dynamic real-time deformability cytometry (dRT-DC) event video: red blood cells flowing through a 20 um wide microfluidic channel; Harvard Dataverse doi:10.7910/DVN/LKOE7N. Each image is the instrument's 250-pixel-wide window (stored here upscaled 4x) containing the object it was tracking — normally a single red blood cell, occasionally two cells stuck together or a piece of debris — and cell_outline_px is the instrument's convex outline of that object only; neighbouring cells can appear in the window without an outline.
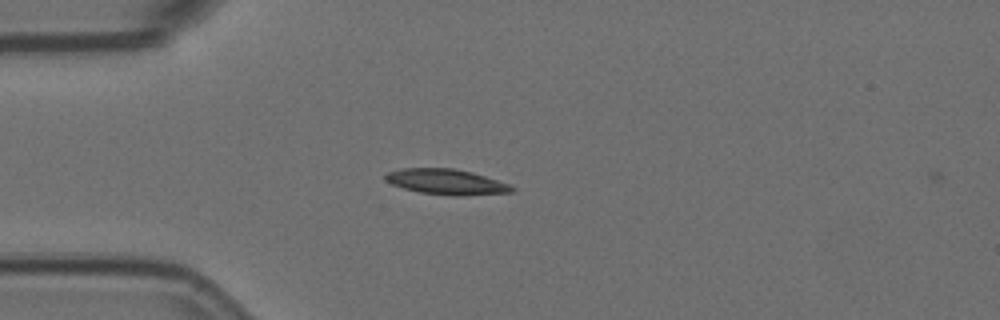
{"species": "Egyptian fruit bat (a non-hibernating species)", "species_latin": "Rousettus aegyptiacus", "temperature_condition": "room temperature", "stored_images_in_passage": 43, "camera_frame_rate_fps": 3000, "um_per_image_px": 0.085, "animal": {"sex": "female"}, "frame": {"image": 1, "passage_image": 1, "time_ms": 0.0, "image_size_px": [1000, 320], "cell_outline_px": [[516, 188], [512, 192], [460, 196], [452, 196], [420, 192], [404, 188], [392, 184], [384, 180], [384, 172], [400, 168], [452, 168], [472, 172], [508, 184]], "centroid_in_image_um": [37.88, 15.45], "position_along_channel_um": 47.1, "area_um2": 18.79}}
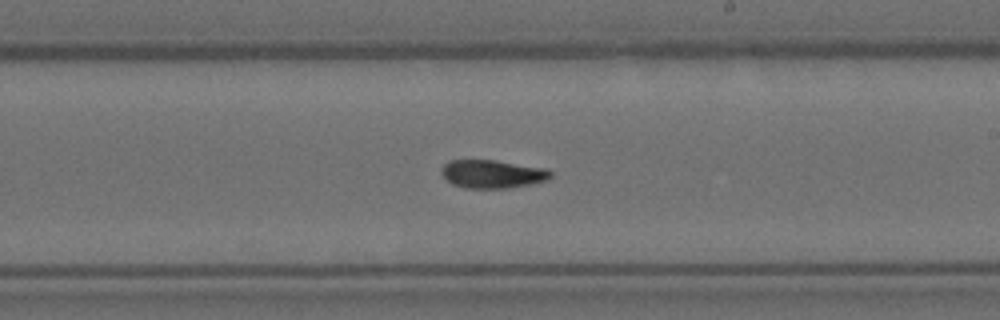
{"frame": {"image": 2, "passage_image": 19, "time_ms": 6.0, "image_size_px": [1000, 320], "cell_outline_px": [[552, 176], [548, 180], [532, 184], [508, 188], [464, 188], [452, 184], [444, 180], [440, 172], [440, 168], [448, 160], [496, 160], [544, 168], [552, 172]], "centroid_in_image_um": [41.81, 14.79], "position_along_channel_um": 247.2, "area_um2": 18.26}}
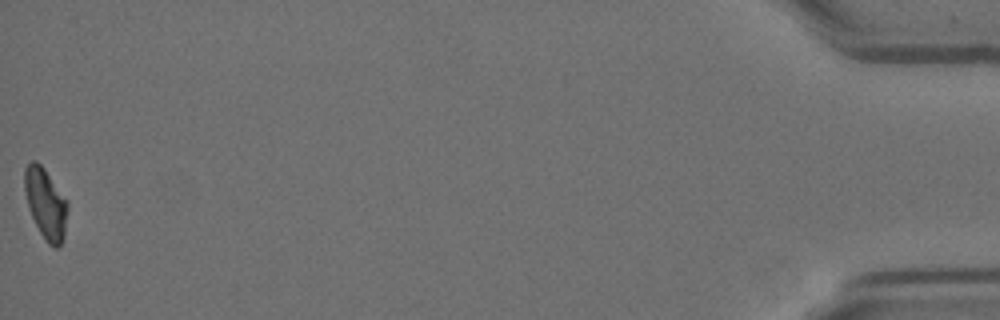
{"frame": {"image": 3, "passage_image": 43, "time_ms": 14.0, "image_size_px": [1000, 320], "cell_outline_px": [[68, 208], [64, 236], [60, 244], [56, 248], [52, 248], [44, 240], [28, 208], [24, 188], [24, 168], [32, 160], [36, 160], [44, 168], [68, 200]], "centroid_in_image_um": [3.88, 17.29], "position_along_channel_um": 431.3, "area_um2": 17.86}, "authors_computed_cell_mechanics": {"area_um2": 18.0336, "velocity_mm_per_s": 3.5697, "shape_relaxation_time_tau1_ms": 8.4969, "shape_relaxation_time_tau2_ms": 4.5598, "deformation_change_tau1": 0.2066, "deformation_change_tau2": 0.1013}}